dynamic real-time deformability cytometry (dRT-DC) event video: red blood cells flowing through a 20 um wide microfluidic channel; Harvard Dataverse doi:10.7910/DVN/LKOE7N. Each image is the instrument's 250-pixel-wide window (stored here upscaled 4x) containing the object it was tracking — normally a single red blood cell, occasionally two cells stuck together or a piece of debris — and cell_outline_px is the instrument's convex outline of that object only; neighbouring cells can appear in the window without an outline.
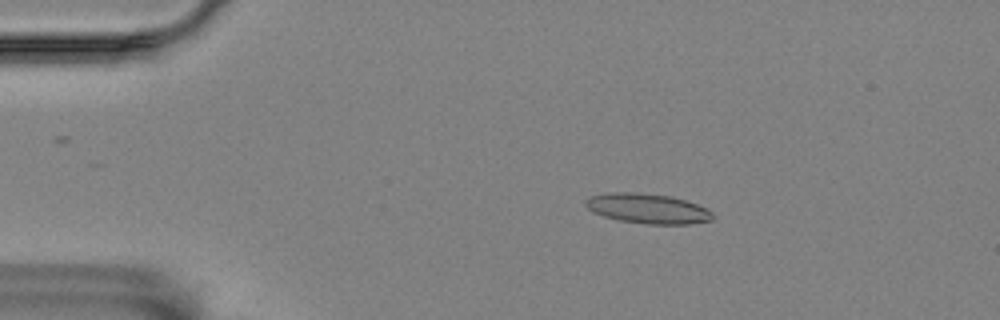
{"species": "Egyptian fruit bat (a non-hibernating species)", "species_latin": "Rousettus aegyptiacus", "temperature_condition": "room temperature", "stored_images_in_passage": 49, "camera_frame_rate_fps": 3000, "um_per_image_px": 0.085, "animal": {"sex": "female"}, "frame": {"image": 1, "passage_image": 2, "time_ms": 0.333, "image_size_px": [1000, 320], "cell_outline_px": [[712, 220], [692, 224], [648, 224], [620, 220], [604, 216], [592, 212], [584, 204], [584, 200], [592, 196], [612, 192], [636, 192], [672, 196], [708, 208], [712, 212]], "centroid_in_image_um": [55.06, 17.72], "position_along_channel_um": 29.9, "area_um2": 22.14}}
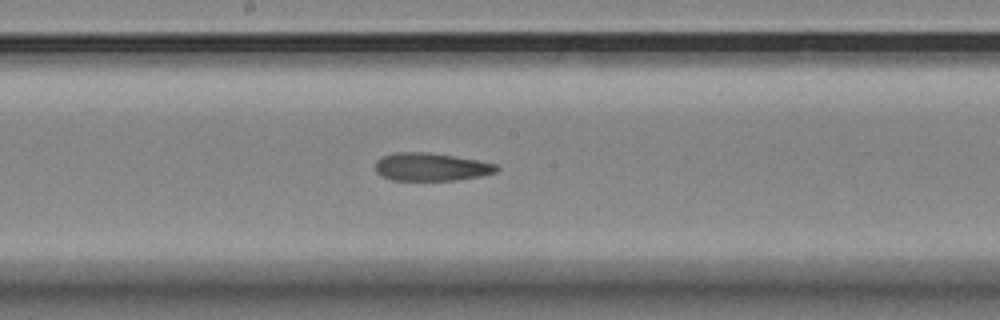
{"frame": {"image": 2, "passage_image": 22, "time_ms": 7.0, "image_size_px": [1000, 320], "cell_outline_px": [[500, 168], [496, 172], [480, 176], [456, 180], [392, 180], [380, 176], [376, 172], [376, 160], [384, 156], [396, 152], [428, 152], [476, 160], [496, 164]], "centroid_in_image_um": [36.62, 14.19], "position_along_channel_um": 211.6, "area_um2": 19.65}}
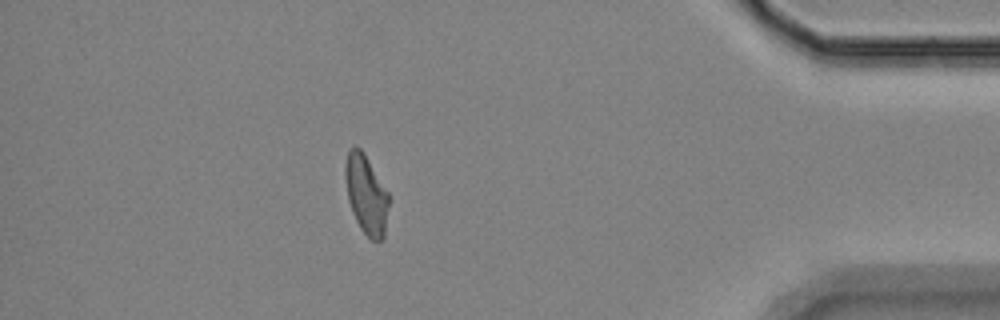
{"frame": {"image": 3, "passage_image": 42, "time_ms": 13.667, "image_size_px": [1000, 320], "cell_outline_px": [[388, 204], [384, 236], [380, 240], [372, 240], [360, 228], [352, 212], [348, 200], [344, 172], [344, 168], [348, 148], [352, 144], [356, 144], [364, 152], [388, 192]], "centroid_in_image_um": [31.09, 16.45], "position_along_channel_um": 404.1, "area_um2": 20.11}, "authors_computed_cell_mechanics": {"area_um2": 20.4034, "velocity_mm_per_s": 3.5116, "shape_relaxation_time_tau1_ms": null, "shape_relaxation_time_tau2_ms": 4.483, "deformation_change_tau1": null, "deformation_change_tau2": 0.1317}}